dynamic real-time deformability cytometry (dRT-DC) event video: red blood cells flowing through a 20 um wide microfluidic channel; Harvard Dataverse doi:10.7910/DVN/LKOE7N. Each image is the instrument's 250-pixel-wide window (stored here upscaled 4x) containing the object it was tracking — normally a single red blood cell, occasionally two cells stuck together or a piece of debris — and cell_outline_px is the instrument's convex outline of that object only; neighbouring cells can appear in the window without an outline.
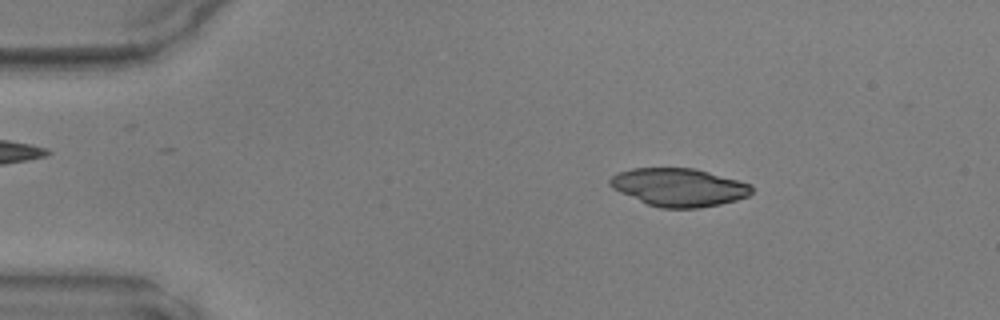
{"species": "common noctule bat (a hibernating species)", "species_latin": "Nyctalus noctula", "temperature_condition": "warm", "stored_images_in_passage": 13, "camera_frame_rate_fps": 3000, "um_per_image_px": 0.085, "animal": {"sex": "male", "body_mass_g": 17.9, "forearm_length_mm": 54.2}, "frame": {"image": 1, "passage_image": 4, "time_ms": 1.0, "image_size_px": [1000, 320], "cell_outline_px": [[752, 192], [748, 196], [736, 200], [720, 204], [700, 208], [660, 208], [648, 204], [620, 192], [612, 188], [608, 184], [608, 180], [612, 176], [620, 172], [632, 168], [696, 168], [752, 184]], "centroid_in_image_um": [57.72, 15.92], "position_along_channel_um": 27.3, "area_um2": 31.44}}